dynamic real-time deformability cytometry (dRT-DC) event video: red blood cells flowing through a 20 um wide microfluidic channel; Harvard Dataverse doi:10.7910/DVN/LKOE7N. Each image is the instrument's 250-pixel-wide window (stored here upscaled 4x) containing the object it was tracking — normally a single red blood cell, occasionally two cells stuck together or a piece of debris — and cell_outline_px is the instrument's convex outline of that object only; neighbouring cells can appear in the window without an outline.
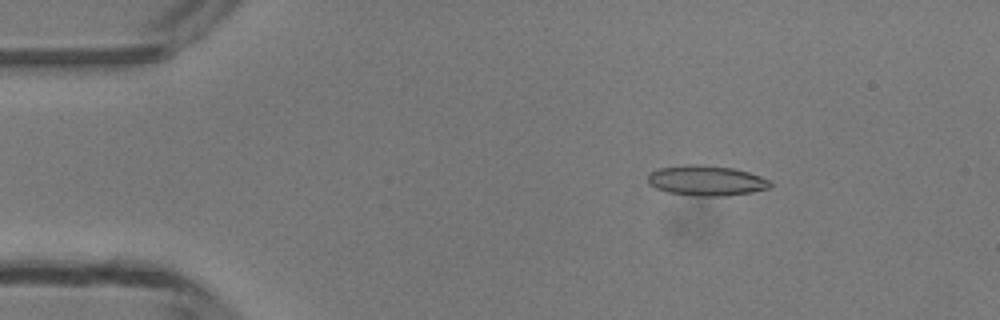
{"species": "common noctule bat (a hibernating species)", "species_latin": "Nyctalus noctula", "temperature_condition": "room temperature", "stored_images_in_passage": 49, "camera_frame_rate_fps": 3000, "um_per_image_px": 0.085, "animal": {"sex": "male", "body_mass_g": 13.3}, "frame": {"image": 1, "passage_image": 8, "time_ms": 2.333, "image_size_px": [1000, 320], "cell_outline_px": [[772, 184], [768, 188], [752, 192], [724, 196], [696, 196], [668, 192], [656, 188], [648, 184], [648, 176], [652, 172], [660, 168], [684, 164], [700, 164], [732, 168], [748, 172], [760, 176], [768, 180]], "centroid_in_image_um": [60.02, 15.35], "position_along_channel_um": 25.0, "area_um2": 21.44}}
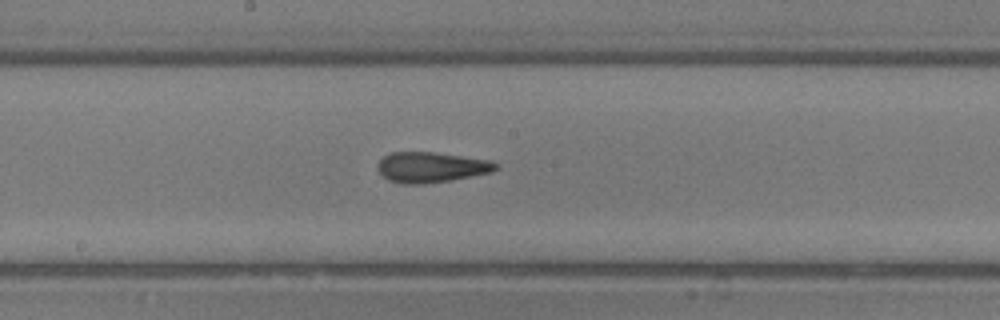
{"frame": {"image": 2, "passage_image": 26, "time_ms": 8.333, "image_size_px": [1000, 320], "cell_outline_px": [[500, 164], [492, 172], [448, 180], [424, 184], [404, 184], [388, 180], [376, 168], [376, 164], [384, 156], [392, 152], [432, 152], [492, 160]], "centroid_in_image_um": [36.64, 14.21], "position_along_channel_um": 211.6, "area_um2": 20.87}}
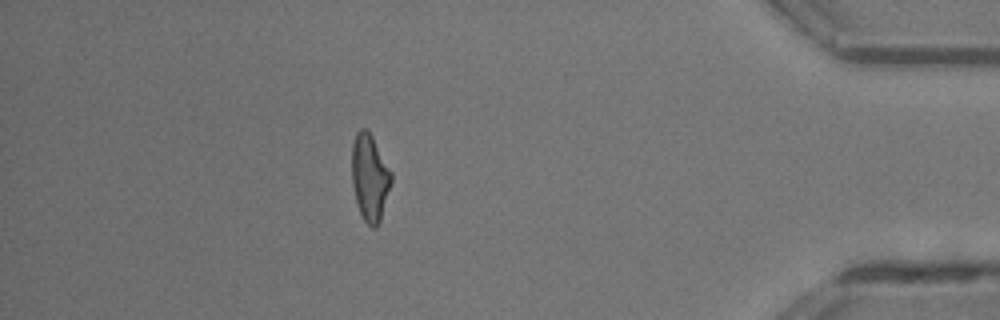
{"frame": {"image": 3, "passage_image": 43, "time_ms": 14.0, "image_size_px": [1000, 320], "cell_outline_px": [[392, 180], [380, 220], [376, 228], [372, 228], [364, 220], [360, 212], [356, 200], [352, 184], [352, 144], [356, 132], [360, 128], [368, 128], [392, 172]], "centroid_in_image_um": [31.43, 15.04], "position_along_channel_um": 403.8, "area_um2": 19.94}, "authors_computed_cell_mechanics": {"area_um2": 20.4034, "velocity_mm_per_s": 4.2416, "shape_relaxation_time_tau1_ms": 5.0674, "shape_relaxation_time_tau2_ms": 1.2211, "deformation_change_tau1": 0.1756, "deformation_change_tau2": 0.1092}}